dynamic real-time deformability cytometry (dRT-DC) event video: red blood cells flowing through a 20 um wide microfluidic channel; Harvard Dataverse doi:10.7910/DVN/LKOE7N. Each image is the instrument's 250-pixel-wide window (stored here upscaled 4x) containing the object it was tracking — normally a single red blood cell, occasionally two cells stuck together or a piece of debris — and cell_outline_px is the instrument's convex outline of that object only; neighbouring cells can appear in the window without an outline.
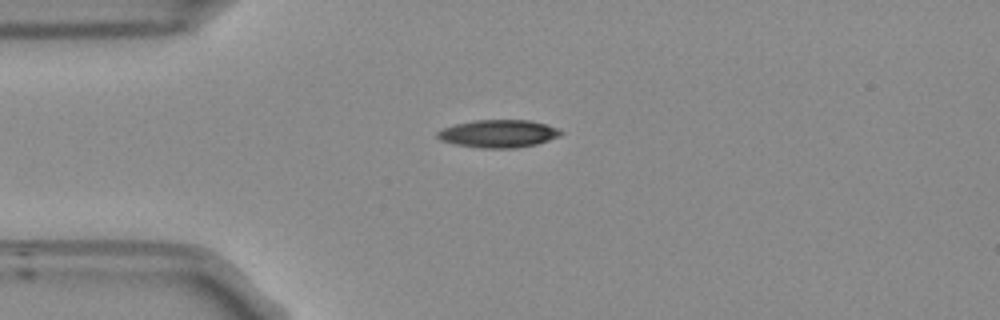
{"species": "Egyptian fruit bat (a non-hibernating species)", "species_latin": "Rousettus aegyptiacus", "temperature_condition": "room temperature", "stored_images_in_passage": 42, "camera_frame_rate_fps": 3000, "um_per_image_px": 0.085, "frame": {"image": 1, "passage_image": 1, "time_ms": 0.0, "image_size_px": [1000, 320], "cell_outline_px": [[564, 132], [560, 136], [536, 144], [516, 148], [480, 148], [452, 144], [440, 140], [436, 136], [436, 132], [444, 128], [456, 124], [476, 120], [528, 120], [544, 124], [556, 128]], "centroid_in_image_um": [42.33, 11.37], "position_along_channel_um": 42.7, "area_um2": 19.88}}
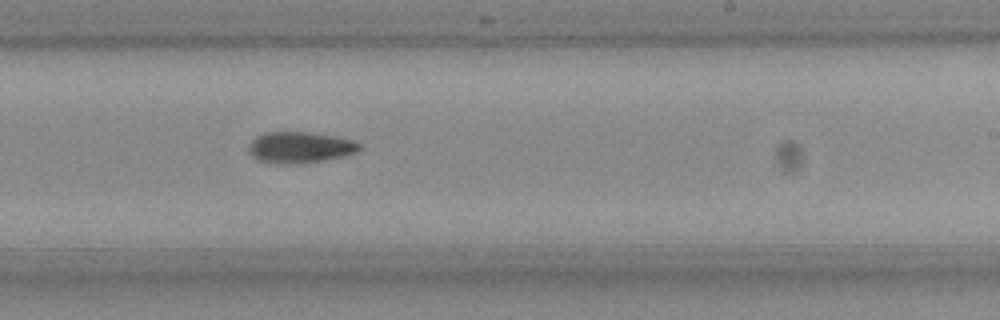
{"frame": {"image": 2, "passage_image": 20, "time_ms": 6.333, "image_size_px": [1000, 320], "cell_outline_px": [[364, 148], [356, 152], [344, 156], [324, 160], [300, 164], [276, 164], [260, 160], [252, 156], [248, 148], [248, 144], [256, 136], [264, 132], [308, 132], [336, 136], [352, 140], [360, 144]], "centroid_in_image_um": [25.5, 12.53], "position_along_channel_um": 263.5, "area_um2": 20.35}}
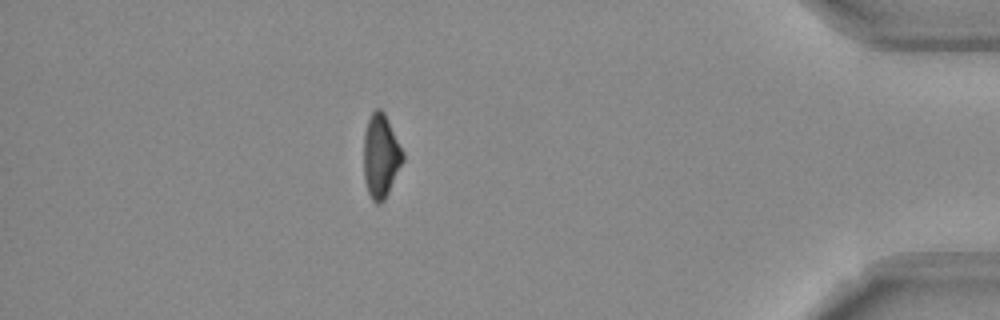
{"frame": {"image": 3, "passage_image": 35, "time_ms": 11.333, "image_size_px": [1000, 320], "cell_outline_px": [[404, 160], [384, 200], [376, 204], [372, 200], [368, 192], [364, 180], [364, 132], [368, 120], [372, 112], [376, 108], [380, 108], [384, 112], [404, 152]], "centroid_in_image_um": [32.37, 13.25], "position_along_channel_um": 402.8, "area_um2": 19.02}, "authors_computed_cell_mechanics": {"area_um2": 19.7098, "velocity_mm_per_s": 3.7682, "shape_relaxation_time_tau1_ms": 5.8087, "shape_relaxation_time_tau2_ms": null, "deformation_change_tau1": 0.1716, "deformation_change_tau2": null}}